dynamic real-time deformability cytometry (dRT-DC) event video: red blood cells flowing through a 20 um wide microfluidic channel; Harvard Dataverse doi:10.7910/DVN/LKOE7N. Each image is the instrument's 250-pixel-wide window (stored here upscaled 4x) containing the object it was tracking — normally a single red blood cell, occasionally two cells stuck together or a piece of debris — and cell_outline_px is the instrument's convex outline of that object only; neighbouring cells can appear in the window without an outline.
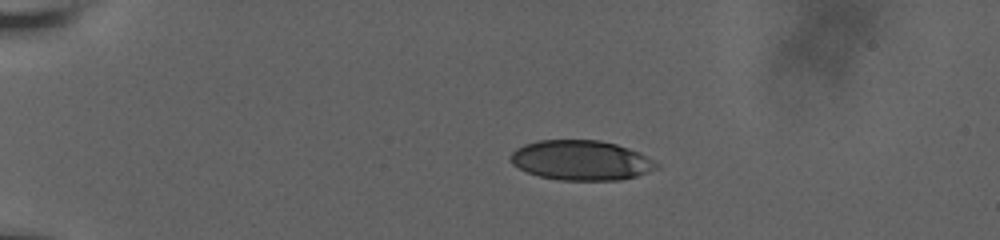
{"species": "human", "species_latin": "Homo sapiens", "temperature_condition": "room temperature", "stored_images_in_passage": 46, "camera_frame_rate_fps": 3000, "um_per_image_px": 0.085, "donor": {"sex": "male"}, "frame": {"image": 1, "passage_image": 1, "time_ms": 0.0, "image_size_px": [1000, 240], "cell_outline_px": [[660, 168], [636, 176], [620, 180], [560, 180], [540, 176], [528, 172], [512, 164], [508, 156], [516, 148], [524, 144], [536, 140], [600, 140], [616, 144], [628, 148], [660, 164]], "centroid_in_image_um": [49.37, 13.62], "position_along_channel_um": 35.6, "area_um2": 33.87}}
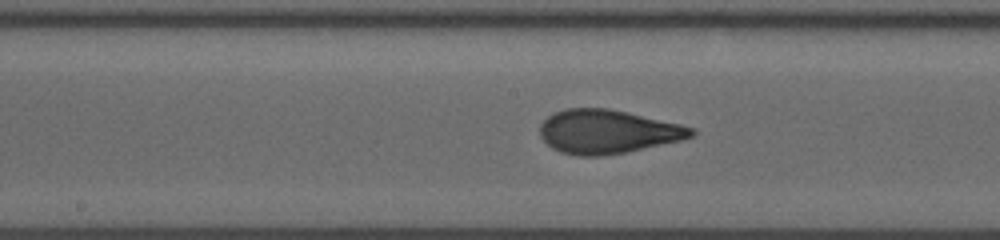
{"frame": {"image": 2, "passage_image": 20, "time_ms": 6.333, "image_size_px": [1000, 240], "cell_outline_px": [[696, 132], [692, 136], [680, 140], [628, 152], [600, 156], [576, 156], [560, 152], [552, 148], [540, 136], [540, 124], [552, 112], [564, 108], [608, 108], [680, 124], [696, 128]], "centroid_in_image_um": [51.61, 11.19], "position_along_channel_um": 196.6, "area_um2": 38.67}}
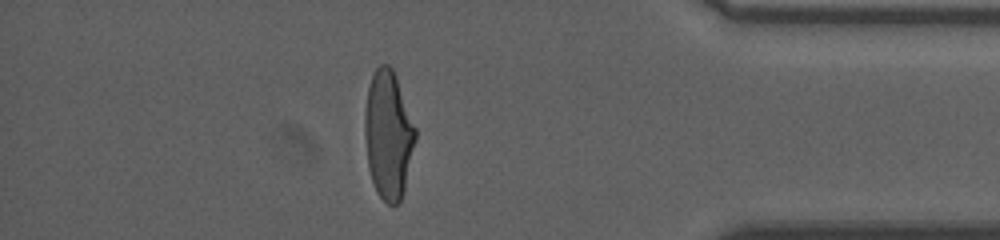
{"frame": {"image": 3, "passage_image": 39, "time_ms": 12.667, "image_size_px": [1000, 240], "cell_outline_px": [[416, 140], [404, 188], [400, 200], [396, 204], [388, 204], [376, 192], [368, 168], [364, 136], [364, 112], [368, 88], [372, 76], [376, 68], [380, 64], [388, 64], [392, 68], [396, 76], [416, 128]], "centroid_in_image_um": [32.99, 11.44], "position_along_channel_um": 402.2, "area_um2": 37.74}, "authors_computed_cell_mechanics": {"area_um2": 37.9457, "velocity_mm_per_s": 3.6776, "shape_relaxation_time_tau1_ms": 5.5268, "shape_relaxation_time_tau2_ms": 0.7999, "deformation_change_tau1": 0.2001, "deformation_change_tau2": 0.0675}}